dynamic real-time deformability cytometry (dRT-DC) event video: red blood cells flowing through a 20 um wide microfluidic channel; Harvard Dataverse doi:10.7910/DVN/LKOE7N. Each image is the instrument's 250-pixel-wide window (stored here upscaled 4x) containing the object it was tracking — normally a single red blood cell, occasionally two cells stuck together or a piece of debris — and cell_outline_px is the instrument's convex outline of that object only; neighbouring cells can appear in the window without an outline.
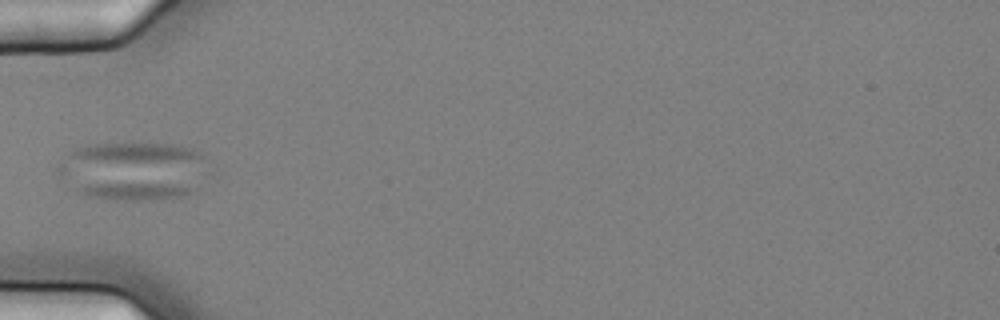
{"species": "common noctule bat (a hibernating species)", "species_latin": "Nyctalus noctula", "temperature_condition": "cold", "stored_images_in_passage": 6, "segment_of_instrument_passage": [1, 2], "camera_frame_rate_fps": 3000, "um_per_image_px": 0.085, "animal": {"sex": "female", "body_mass_g": 25.1}, "frame": {"image": 1, "passage_image": 1, "time_ms": 0.0, "image_size_px": [1000, 320], "cell_outline_px": [[212, 176], [196, 192], [184, 196], [164, 200], [108, 200], [76, 192], [76, 188], [88, 184], [204, 172], [208, 172]], "centroid_in_image_um": [12.55, 15.95], "position_along_channel_um": 72.4, "area_um2": 17.63}}